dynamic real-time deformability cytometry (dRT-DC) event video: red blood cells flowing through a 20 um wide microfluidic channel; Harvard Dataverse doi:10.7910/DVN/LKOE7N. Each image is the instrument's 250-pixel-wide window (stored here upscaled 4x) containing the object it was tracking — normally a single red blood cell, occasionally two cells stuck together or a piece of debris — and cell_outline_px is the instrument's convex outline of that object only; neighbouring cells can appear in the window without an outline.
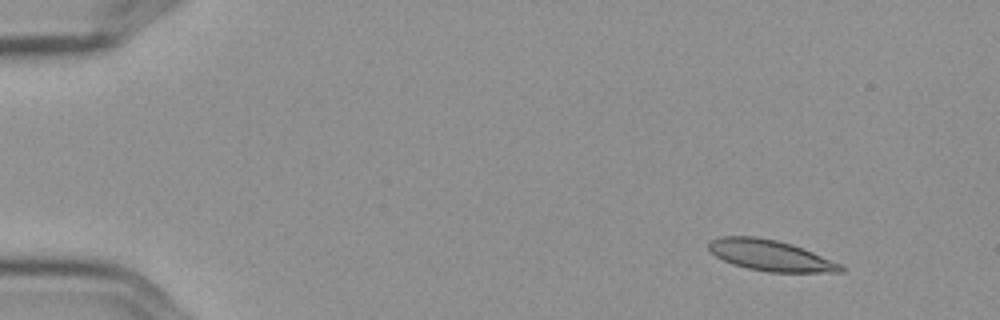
{"species": "Egyptian fruit bat (a non-hibernating species)", "species_latin": "Rousettus aegyptiacus", "temperature_condition": "cold", "stored_images_in_passage": 4, "camera_frame_rate_fps": 3000, "um_per_image_px": 0.085, "frame": {"image": 1, "passage_image": 1, "time_ms": 0.0, "image_size_px": [1000, 320], "cell_outline_px": [[844, 272], [768, 272], [748, 268], [732, 264], [716, 256], [708, 248], [708, 244], [712, 240], [720, 236], [756, 236], [776, 240], [792, 244], [812, 252], [840, 264], [844, 268]], "centroid_in_image_um": [65.46, 21.71], "position_along_channel_um": 19.5, "area_um2": 23.52}}